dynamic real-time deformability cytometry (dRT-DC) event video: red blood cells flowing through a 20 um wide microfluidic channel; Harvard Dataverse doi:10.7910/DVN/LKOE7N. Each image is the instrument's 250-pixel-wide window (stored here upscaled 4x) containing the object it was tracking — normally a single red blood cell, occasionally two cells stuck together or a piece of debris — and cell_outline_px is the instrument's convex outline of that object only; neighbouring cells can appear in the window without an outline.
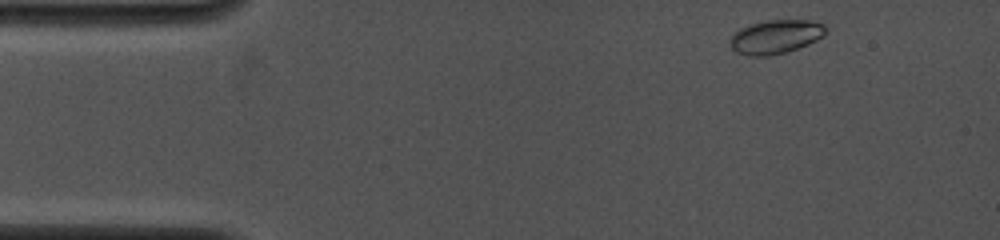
{"species": "common noctule bat (a hibernating species)", "species_latin": "Nyctalus noctula", "temperature_condition": "cold", "stored_images_in_passage": 3, "camera_frame_rate_fps": 4000, "um_per_image_px": 0.085, "animal": {"sex": "female", "body_mass_g": 19.0, "forearm_length_mm": 53.3}, "frame": {"image": 1, "passage_image": 1, "time_ms": 0.0, "image_size_px": [1000, 240], "cell_outline_px": [[828, 32], [824, 36], [808, 44], [784, 52], [768, 56], [748, 56], [736, 52], [732, 48], [732, 36], [740, 28], [752, 24], [768, 20], [808, 20], [824, 24], [828, 28]], "centroid_in_image_um": [65.98, 3.12], "position_along_channel_um": 19.0, "area_um2": 18.67}}